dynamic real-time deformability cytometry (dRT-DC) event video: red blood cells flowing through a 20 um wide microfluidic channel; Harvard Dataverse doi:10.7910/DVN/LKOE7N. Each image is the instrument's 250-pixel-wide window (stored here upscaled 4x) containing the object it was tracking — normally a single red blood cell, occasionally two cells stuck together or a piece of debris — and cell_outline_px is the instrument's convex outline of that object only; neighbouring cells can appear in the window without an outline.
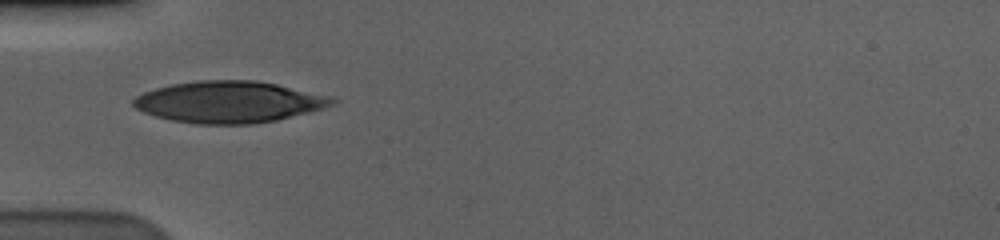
{"species": "human", "species_latin": "Homo sapiens", "temperature_condition": "cold", "stored_images_in_passage": 36, "camera_frame_rate_fps": 3000, "um_per_image_px": 0.085, "donor": {"sex": "male"}, "frame": {"image": 1, "passage_image": 1, "time_ms": 0.0, "image_size_px": [1000, 240], "cell_outline_px": [[340, 100], [336, 104], [324, 108], [276, 120], [252, 124], [196, 124], [172, 120], [156, 116], [144, 112], [136, 108], [132, 104], [132, 100], [136, 96], [144, 92], [156, 88], [172, 84], [200, 80], [256, 80], [276, 84], [332, 96]], "centroid_in_image_um": [19.5, 8.66], "position_along_channel_um": 65.5, "area_um2": 48.21}}
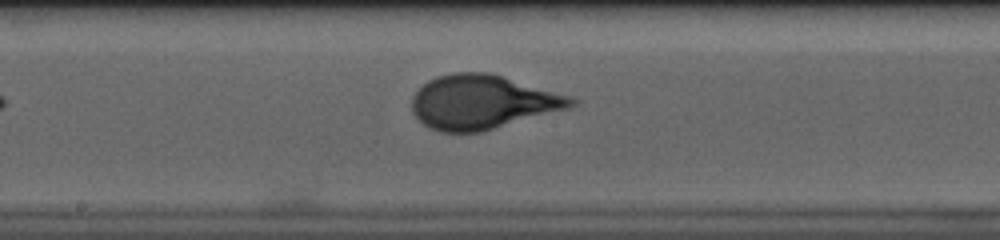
{"frame": {"image": 2, "passage_image": 13, "time_ms": 4.0, "image_size_px": [1000, 240], "cell_outline_px": [[580, 100], [576, 104], [568, 108], [480, 132], [440, 132], [428, 128], [412, 112], [412, 96], [428, 80], [436, 76], [456, 72], [488, 72], [572, 96]], "centroid_in_image_um": [41.0, 8.67], "position_along_channel_um": 207.2, "area_um2": 50.0}}
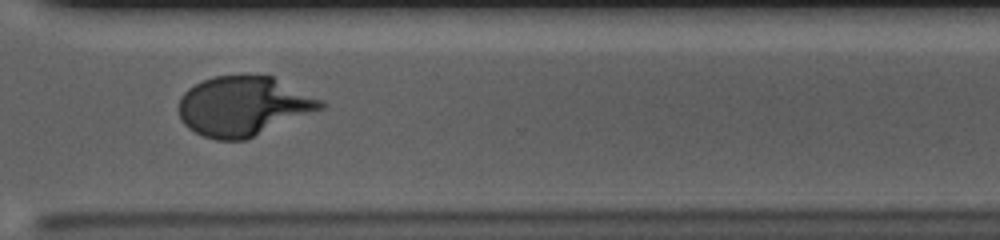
{"frame": {"image": 3, "passage_image": 25, "time_ms": 8.0, "image_size_px": [1000, 240], "cell_outline_px": [[324, 108], [248, 140], [216, 140], [204, 136], [188, 128], [180, 120], [176, 108], [180, 96], [188, 88], [204, 80], [216, 76], [272, 76], [324, 100]], "centroid_in_image_um": [20.68, 9.04], "position_along_channel_um": 349.9, "area_um2": 49.59}, "authors_computed_cell_mechanics": {"area_um2": 49.1011, "velocity_mm_per_s": 3.5799, "shape_relaxation_time_tau1_ms": 3.8947, "shape_relaxation_time_tau2_ms": null, "deformation_change_tau1": 0.2222, "deformation_change_tau2": null}}